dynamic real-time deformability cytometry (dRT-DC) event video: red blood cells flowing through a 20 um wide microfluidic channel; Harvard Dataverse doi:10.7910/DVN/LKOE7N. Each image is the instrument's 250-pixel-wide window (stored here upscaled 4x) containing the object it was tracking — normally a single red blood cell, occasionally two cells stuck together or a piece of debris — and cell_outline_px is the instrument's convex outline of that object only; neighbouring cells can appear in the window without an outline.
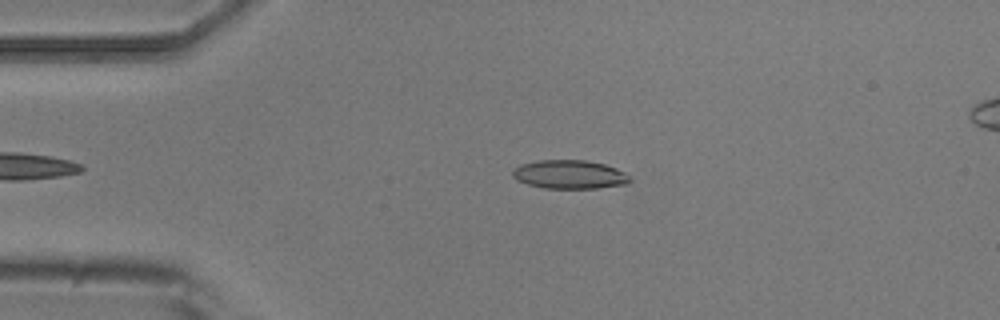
{"species": "common noctule bat (a hibernating species)", "species_latin": "Nyctalus noctula", "temperature_condition": "room temperature", "stored_images_in_passage": 3, "camera_frame_rate_fps": 3000, "um_per_image_px": 0.085, "animal": {"sex": "male", "body_mass_g": 20.5, "forearm_length_mm": 52.5}, "frame": {"image": 1, "passage_image": 1, "time_ms": 0.0, "image_size_px": [1000, 320], "cell_outline_px": [[632, 180], [628, 184], [596, 188], [544, 188], [528, 184], [516, 180], [512, 176], [512, 172], [520, 164], [536, 160], [584, 160], [604, 164], [616, 168], [624, 172]], "centroid_in_image_um": [48.41, 14.83], "position_along_channel_um": 36.6, "area_um2": 19.59}}